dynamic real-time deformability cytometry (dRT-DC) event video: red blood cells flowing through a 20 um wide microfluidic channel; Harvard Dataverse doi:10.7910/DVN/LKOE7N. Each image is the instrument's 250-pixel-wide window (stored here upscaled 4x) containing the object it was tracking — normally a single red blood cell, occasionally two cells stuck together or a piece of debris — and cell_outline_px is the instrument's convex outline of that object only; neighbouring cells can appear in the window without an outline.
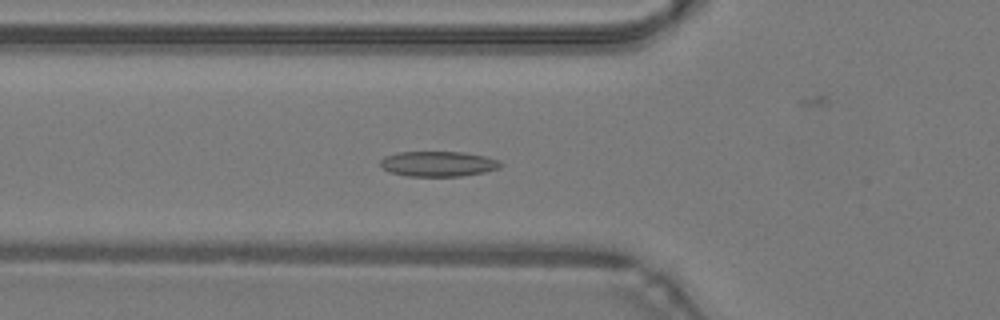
{"species": "common noctule bat (a hibernating species)", "species_latin": "Nyctalus noctula", "temperature_condition": "warm", "stored_images_in_passage": 38, "camera_frame_rate_fps": 3000, "um_per_image_px": 0.085, "animal": {"sex": "male", "body_mass_g": 19.2, "forearm_length_mm": 51.8}, "frame": {"image": 1, "passage_image": 11, "time_ms": 3.333, "image_size_px": [1000, 320], "cell_outline_px": [[504, 164], [500, 168], [484, 172], [460, 176], [408, 176], [388, 172], [380, 164], [380, 160], [384, 156], [396, 152], [464, 152], [484, 156], [500, 160]], "centroid_in_image_um": [37.25, 13.92], "position_along_channel_um": 88.5, "area_um2": 17.8}}
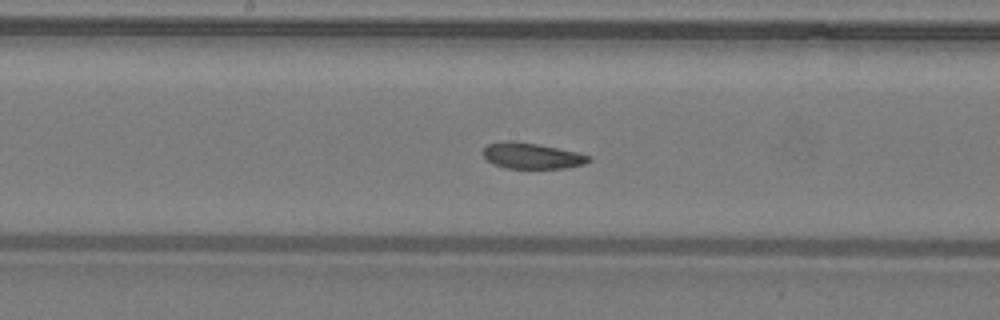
{"frame": {"image": 2, "passage_image": 19, "time_ms": 6.0, "image_size_px": [1000, 320], "cell_outline_px": [[592, 160], [584, 164], [564, 168], [508, 168], [492, 164], [484, 156], [484, 148], [488, 144], [504, 140], [512, 140], [536, 144], [576, 152], [592, 156]], "centroid_in_image_um": [45.21, 13.24], "position_along_channel_um": 203.0, "area_um2": 15.84}}
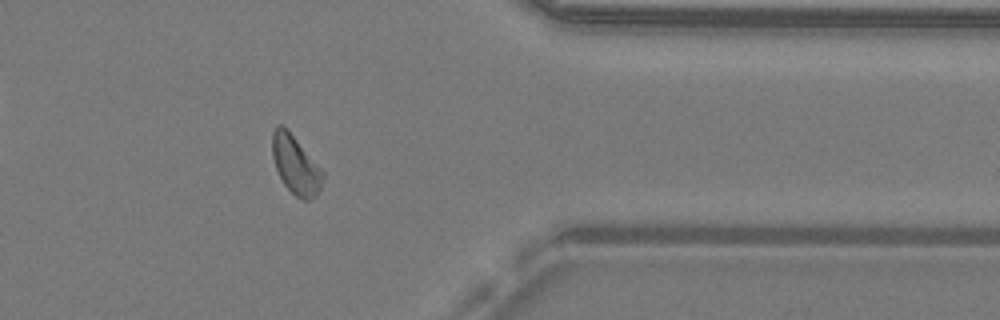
{"frame": {"image": 3, "passage_image": 33, "time_ms": 10.667, "image_size_px": [1000, 320], "cell_outline_px": [[324, 176], [320, 188], [316, 196], [308, 200], [304, 200], [296, 196], [284, 184], [276, 168], [272, 156], [272, 132], [276, 124], [280, 124], [288, 128], [324, 172]], "centroid_in_image_um": [25.12, 13.97], "position_along_channel_um": 386.3, "area_um2": 17.22}, "authors_computed_cell_mechanics": {"area_um2": 16.9643, "velocity_mm_per_s": 4.274, "shape_relaxation_time_tau1_ms": null, "shape_relaxation_time_tau2_ms": 2.3655, "deformation_change_tau1": null, "deformation_change_tau2": 0.0847}}